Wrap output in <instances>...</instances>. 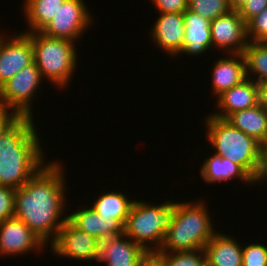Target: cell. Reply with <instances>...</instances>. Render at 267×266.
<instances>
[{"instance_id": "1", "label": "cell", "mask_w": 267, "mask_h": 266, "mask_svg": "<svg viewBox=\"0 0 267 266\" xmlns=\"http://www.w3.org/2000/svg\"><path fill=\"white\" fill-rule=\"evenodd\" d=\"M60 163H46L15 190L14 217L22 220L46 246L55 240L67 220V215L62 218L66 212V182Z\"/></svg>"}, {"instance_id": "2", "label": "cell", "mask_w": 267, "mask_h": 266, "mask_svg": "<svg viewBox=\"0 0 267 266\" xmlns=\"http://www.w3.org/2000/svg\"><path fill=\"white\" fill-rule=\"evenodd\" d=\"M31 116H20L0 136V185L23 186L45 162L39 134Z\"/></svg>"}, {"instance_id": "3", "label": "cell", "mask_w": 267, "mask_h": 266, "mask_svg": "<svg viewBox=\"0 0 267 266\" xmlns=\"http://www.w3.org/2000/svg\"><path fill=\"white\" fill-rule=\"evenodd\" d=\"M204 122L206 138L215 149L214 154L241 166L258 183L264 165L262 145L225 119L209 114Z\"/></svg>"}, {"instance_id": "4", "label": "cell", "mask_w": 267, "mask_h": 266, "mask_svg": "<svg viewBox=\"0 0 267 266\" xmlns=\"http://www.w3.org/2000/svg\"><path fill=\"white\" fill-rule=\"evenodd\" d=\"M203 200L176 202L171 225L159 252L200 250L217 232Z\"/></svg>"}, {"instance_id": "5", "label": "cell", "mask_w": 267, "mask_h": 266, "mask_svg": "<svg viewBox=\"0 0 267 266\" xmlns=\"http://www.w3.org/2000/svg\"><path fill=\"white\" fill-rule=\"evenodd\" d=\"M175 203L174 200H166L165 203L152 205L134 200L124 224V235L145 251H158L171 225Z\"/></svg>"}, {"instance_id": "6", "label": "cell", "mask_w": 267, "mask_h": 266, "mask_svg": "<svg viewBox=\"0 0 267 266\" xmlns=\"http://www.w3.org/2000/svg\"><path fill=\"white\" fill-rule=\"evenodd\" d=\"M32 40L34 62L42 78L53 82L57 88L69 85L77 65V43L66 39L53 38L42 32L26 33Z\"/></svg>"}, {"instance_id": "7", "label": "cell", "mask_w": 267, "mask_h": 266, "mask_svg": "<svg viewBox=\"0 0 267 266\" xmlns=\"http://www.w3.org/2000/svg\"><path fill=\"white\" fill-rule=\"evenodd\" d=\"M42 79L35 62L24 67L0 87V106L15 110L20 116L34 117L32 101Z\"/></svg>"}, {"instance_id": "8", "label": "cell", "mask_w": 267, "mask_h": 266, "mask_svg": "<svg viewBox=\"0 0 267 266\" xmlns=\"http://www.w3.org/2000/svg\"><path fill=\"white\" fill-rule=\"evenodd\" d=\"M85 3L83 0H65L41 32L49 37L77 42L94 18Z\"/></svg>"}, {"instance_id": "9", "label": "cell", "mask_w": 267, "mask_h": 266, "mask_svg": "<svg viewBox=\"0 0 267 266\" xmlns=\"http://www.w3.org/2000/svg\"><path fill=\"white\" fill-rule=\"evenodd\" d=\"M53 254L78 261L97 262L100 241L75 227L68 219L58 231L55 240L50 244Z\"/></svg>"}, {"instance_id": "10", "label": "cell", "mask_w": 267, "mask_h": 266, "mask_svg": "<svg viewBox=\"0 0 267 266\" xmlns=\"http://www.w3.org/2000/svg\"><path fill=\"white\" fill-rule=\"evenodd\" d=\"M212 48L230 53H243L248 44L247 26L239 11L232 10L228 14L210 21Z\"/></svg>"}, {"instance_id": "11", "label": "cell", "mask_w": 267, "mask_h": 266, "mask_svg": "<svg viewBox=\"0 0 267 266\" xmlns=\"http://www.w3.org/2000/svg\"><path fill=\"white\" fill-rule=\"evenodd\" d=\"M33 62L32 40L26 33L0 36V87Z\"/></svg>"}, {"instance_id": "12", "label": "cell", "mask_w": 267, "mask_h": 266, "mask_svg": "<svg viewBox=\"0 0 267 266\" xmlns=\"http://www.w3.org/2000/svg\"><path fill=\"white\" fill-rule=\"evenodd\" d=\"M45 244L22 221L15 217L0 222V256H18L44 250Z\"/></svg>"}, {"instance_id": "13", "label": "cell", "mask_w": 267, "mask_h": 266, "mask_svg": "<svg viewBox=\"0 0 267 266\" xmlns=\"http://www.w3.org/2000/svg\"><path fill=\"white\" fill-rule=\"evenodd\" d=\"M152 25V42L173 58L183 48L185 23L183 13H160Z\"/></svg>"}, {"instance_id": "14", "label": "cell", "mask_w": 267, "mask_h": 266, "mask_svg": "<svg viewBox=\"0 0 267 266\" xmlns=\"http://www.w3.org/2000/svg\"><path fill=\"white\" fill-rule=\"evenodd\" d=\"M145 252L129 237L117 235L100 241L98 262L106 266H139Z\"/></svg>"}, {"instance_id": "15", "label": "cell", "mask_w": 267, "mask_h": 266, "mask_svg": "<svg viewBox=\"0 0 267 266\" xmlns=\"http://www.w3.org/2000/svg\"><path fill=\"white\" fill-rule=\"evenodd\" d=\"M67 219L78 229L96 237L99 241L124 234V225L117 219L99 215L91 206L76 209Z\"/></svg>"}, {"instance_id": "16", "label": "cell", "mask_w": 267, "mask_h": 266, "mask_svg": "<svg viewBox=\"0 0 267 266\" xmlns=\"http://www.w3.org/2000/svg\"><path fill=\"white\" fill-rule=\"evenodd\" d=\"M218 112L211 115L226 119L230 114L248 109L258 105V87L257 83L250 78H246L241 83L224 91L217 98Z\"/></svg>"}, {"instance_id": "17", "label": "cell", "mask_w": 267, "mask_h": 266, "mask_svg": "<svg viewBox=\"0 0 267 266\" xmlns=\"http://www.w3.org/2000/svg\"><path fill=\"white\" fill-rule=\"evenodd\" d=\"M185 34L180 56H198L212 49L210 20L186 9L183 12Z\"/></svg>"}, {"instance_id": "18", "label": "cell", "mask_w": 267, "mask_h": 266, "mask_svg": "<svg viewBox=\"0 0 267 266\" xmlns=\"http://www.w3.org/2000/svg\"><path fill=\"white\" fill-rule=\"evenodd\" d=\"M225 55L227 56L224 58L216 59L214 68L212 67L211 84L212 94L215 97L247 78L243 53H227Z\"/></svg>"}, {"instance_id": "19", "label": "cell", "mask_w": 267, "mask_h": 266, "mask_svg": "<svg viewBox=\"0 0 267 266\" xmlns=\"http://www.w3.org/2000/svg\"><path fill=\"white\" fill-rule=\"evenodd\" d=\"M207 266H242V250L238 240L216 232L203 248Z\"/></svg>"}, {"instance_id": "20", "label": "cell", "mask_w": 267, "mask_h": 266, "mask_svg": "<svg viewBox=\"0 0 267 266\" xmlns=\"http://www.w3.org/2000/svg\"><path fill=\"white\" fill-rule=\"evenodd\" d=\"M200 175L201 178L211 183H225L231 182L232 179L237 178L245 184H258L241 166L232 162L230 159L213 154L207 157L201 165Z\"/></svg>"}, {"instance_id": "21", "label": "cell", "mask_w": 267, "mask_h": 266, "mask_svg": "<svg viewBox=\"0 0 267 266\" xmlns=\"http://www.w3.org/2000/svg\"><path fill=\"white\" fill-rule=\"evenodd\" d=\"M233 127L254 138L261 145L267 134V111L259 104L230 114L226 119Z\"/></svg>"}, {"instance_id": "22", "label": "cell", "mask_w": 267, "mask_h": 266, "mask_svg": "<svg viewBox=\"0 0 267 266\" xmlns=\"http://www.w3.org/2000/svg\"><path fill=\"white\" fill-rule=\"evenodd\" d=\"M65 0H24V18L29 30L24 33L41 32L53 19Z\"/></svg>"}, {"instance_id": "23", "label": "cell", "mask_w": 267, "mask_h": 266, "mask_svg": "<svg viewBox=\"0 0 267 266\" xmlns=\"http://www.w3.org/2000/svg\"><path fill=\"white\" fill-rule=\"evenodd\" d=\"M133 201L121 191H107L100 193L91 206L99 215L117 219L124 225Z\"/></svg>"}, {"instance_id": "24", "label": "cell", "mask_w": 267, "mask_h": 266, "mask_svg": "<svg viewBox=\"0 0 267 266\" xmlns=\"http://www.w3.org/2000/svg\"><path fill=\"white\" fill-rule=\"evenodd\" d=\"M243 56L247 78L256 83L267 82V42H248Z\"/></svg>"}, {"instance_id": "25", "label": "cell", "mask_w": 267, "mask_h": 266, "mask_svg": "<svg viewBox=\"0 0 267 266\" xmlns=\"http://www.w3.org/2000/svg\"><path fill=\"white\" fill-rule=\"evenodd\" d=\"M187 9L210 21L233 10L229 0H188Z\"/></svg>"}, {"instance_id": "26", "label": "cell", "mask_w": 267, "mask_h": 266, "mask_svg": "<svg viewBox=\"0 0 267 266\" xmlns=\"http://www.w3.org/2000/svg\"><path fill=\"white\" fill-rule=\"evenodd\" d=\"M167 266H207L203 249L183 252H160Z\"/></svg>"}, {"instance_id": "27", "label": "cell", "mask_w": 267, "mask_h": 266, "mask_svg": "<svg viewBox=\"0 0 267 266\" xmlns=\"http://www.w3.org/2000/svg\"><path fill=\"white\" fill-rule=\"evenodd\" d=\"M246 26L249 42H267V8L252 17Z\"/></svg>"}, {"instance_id": "28", "label": "cell", "mask_w": 267, "mask_h": 266, "mask_svg": "<svg viewBox=\"0 0 267 266\" xmlns=\"http://www.w3.org/2000/svg\"><path fill=\"white\" fill-rule=\"evenodd\" d=\"M242 266H267V246L257 242L244 246Z\"/></svg>"}, {"instance_id": "29", "label": "cell", "mask_w": 267, "mask_h": 266, "mask_svg": "<svg viewBox=\"0 0 267 266\" xmlns=\"http://www.w3.org/2000/svg\"><path fill=\"white\" fill-rule=\"evenodd\" d=\"M15 189L0 185V222L14 217Z\"/></svg>"}, {"instance_id": "30", "label": "cell", "mask_w": 267, "mask_h": 266, "mask_svg": "<svg viewBox=\"0 0 267 266\" xmlns=\"http://www.w3.org/2000/svg\"><path fill=\"white\" fill-rule=\"evenodd\" d=\"M159 13H183L188 8V0H152Z\"/></svg>"}, {"instance_id": "31", "label": "cell", "mask_w": 267, "mask_h": 266, "mask_svg": "<svg viewBox=\"0 0 267 266\" xmlns=\"http://www.w3.org/2000/svg\"><path fill=\"white\" fill-rule=\"evenodd\" d=\"M267 8V0H247L238 10L244 21L247 23L252 17L258 15Z\"/></svg>"}, {"instance_id": "32", "label": "cell", "mask_w": 267, "mask_h": 266, "mask_svg": "<svg viewBox=\"0 0 267 266\" xmlns=\"http://www.w3.org/2000/svg\"><path fill=\"white\" fill-rule=\"evenodd\" d=\"M20 115L10 108L0 106V136L2 133L9 128Z\"/></svg>"}, {"instance_id": "33", "label": "cell", "mask_w": 267, "mask_h": 266, "mask_svg": "<svg viewBox=\"0 0 267 266\" xmlns=\"http://www.w3.org/2000/svg\"><path fill=\"white\" fill-rule=\"evenodd\" d=\"M139 266H167L166 258L159 251H146Z\"/></svg>"}, {"instance_id": "34", "label": "cell", "mask_w": 267, "mask_h": 266, "mask_svg": "<svg viewBox=\"0 0 267 266\" xmlns=\"http://www.w3.org/2000/svg\"><path fill=\"white\" fill-rule=\"evenodd\" d=\"M258 104L267 111V82H258Z\"/></svg>"}, {"instance_id": "35", "label": "cell", "mask_w": 267, "mask_h": 266, "mask_svg": "<svg viewBox=\"0 0 267 266\" xmlns=\"http://www.w3.org/2000/svg\"><path fill=\"white\" fill-rule=\"evenodd\" d=\"M264 181L266 182L267 181V152H264V165H263V172H262V175L260 177V180H259V184L260 182L264 183Z\"/></svg>"}, {"instance_id": "36", "label": "cell", "mask_w": 267, "mask_h": 266, "mask_svg": "<svg viewBox=\"0 0 267 266\" xmlns=\"http://www.w3.org/2000/svg\"><path fill=\"white\" fill-rule=\"evenodd\" d=\"M247 0H229L230 6L233 10L238 11Z\"/></svg>"}, {"instance_id": "37", "label": "cell", "mask_w": 267, "mask_h": 266, "mask_svg": "<svg viewBox=\"0 0 267 266\" xmlns=\"http://www.w3.org/2000/svg\"><path fill=\"white\" fill-rule=\"evenodd\" d=\"M263 152H267V134L264 144L262 145Z\"/></svg>"}]
</instances>
